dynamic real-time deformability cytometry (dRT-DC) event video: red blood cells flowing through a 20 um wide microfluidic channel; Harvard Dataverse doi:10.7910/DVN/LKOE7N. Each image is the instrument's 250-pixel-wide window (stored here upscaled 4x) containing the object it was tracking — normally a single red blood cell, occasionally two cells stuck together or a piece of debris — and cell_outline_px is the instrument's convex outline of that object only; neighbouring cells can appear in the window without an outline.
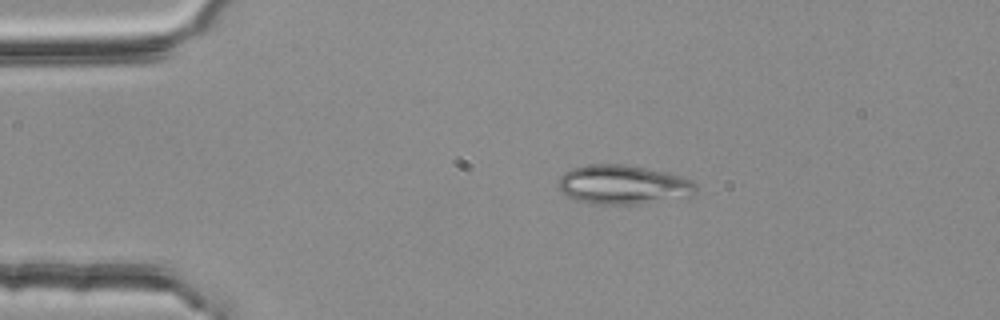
{"species": "common noctule bat (a hibernating species)", "species_latin": "Nyctalus noctula", "temperature_condition": "room temperature", "stored_images_in_passage": 44, "camera_frame_rate_fps": 3000, "um_per_image_px": 0.085, "animal": {"sex": "female", "body_mass_g": 25.1}, "frame": {"image": 1, "passage_image": 1, "time_ms": 0.0, "image_size_px": [1000, 320], "cell_outline_px": [[696, 192], [692, 196], [640, 204], [596, 204], [572, 200], [560, 192], [556, 184], [560, 176], [564, 172], [572, 168], [592, 164], [628, 164], [668, 172], [692, 180], [696, 184]], "centroid_in_image_um": [52.94, 15.7], "position_along_channel_um": 32.1, "area_um2": 32.02}}
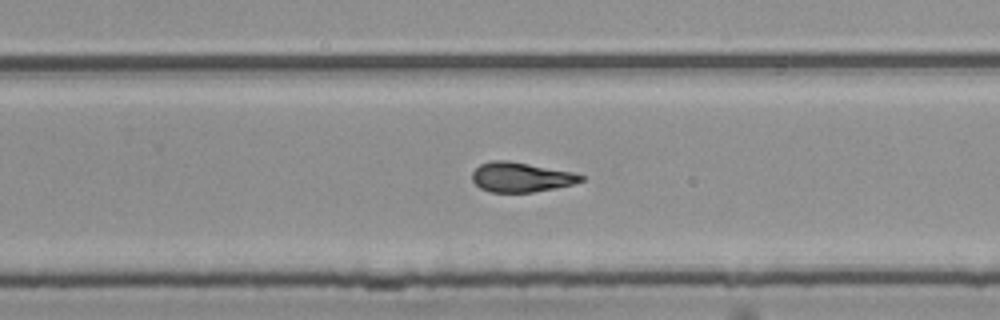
{"frame": {"image": 2, "passage_image": 25, "time_ms": 8.0, "image_size_px": [1000, 320], "cell_outline_px": [[584, 180], [572, 184], [556, 188], [532, 192], [488, 192], [480, 188], [472, 180], [472, 172], [480, 164], [492, 160], [508, 160], [572, 172], [584, 176]], "centroid_in_image_um": [44.25, 15.06], "position_along_channel_um": 285.5, "area_um2": 18.79}}
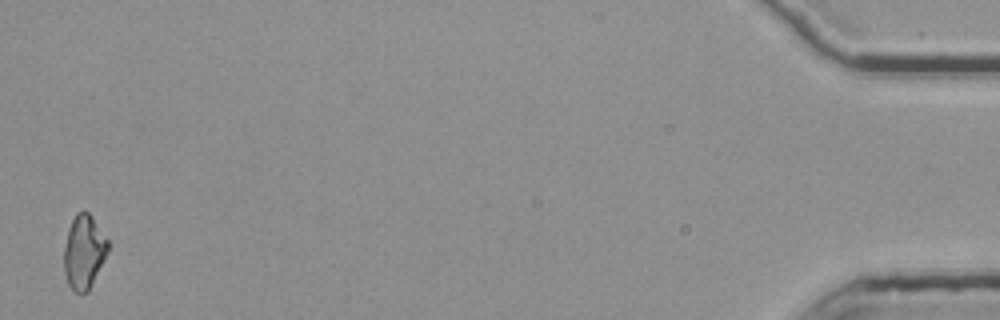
{"frame": {"image": 3, "passage_image": 44, "time_ms": 14.333, "image_size_px": [1000, 320], "cell_outline_px": [[108, 252], [88, 292], [76, 292], [68, 284], [64, 272], [64, 248], [68, 228], [76, 212], [88, 212], [108, 240]], "centroid_in_image_um": [7.12, 21.42], "position_along_channel_um": 428.1, "area_um2": 18.67}, "authors_computed_cell_mechanics": {"area_um2": 18.9295, "velocity_mm_per_s": 3.7693, "shape_relaxation_time_tau1_ms": null, "shape_relaxation_time_tau2_ms": 3.5359, "deformation_change_tau1": null, "deformation_change_tau2": 0.1068}}